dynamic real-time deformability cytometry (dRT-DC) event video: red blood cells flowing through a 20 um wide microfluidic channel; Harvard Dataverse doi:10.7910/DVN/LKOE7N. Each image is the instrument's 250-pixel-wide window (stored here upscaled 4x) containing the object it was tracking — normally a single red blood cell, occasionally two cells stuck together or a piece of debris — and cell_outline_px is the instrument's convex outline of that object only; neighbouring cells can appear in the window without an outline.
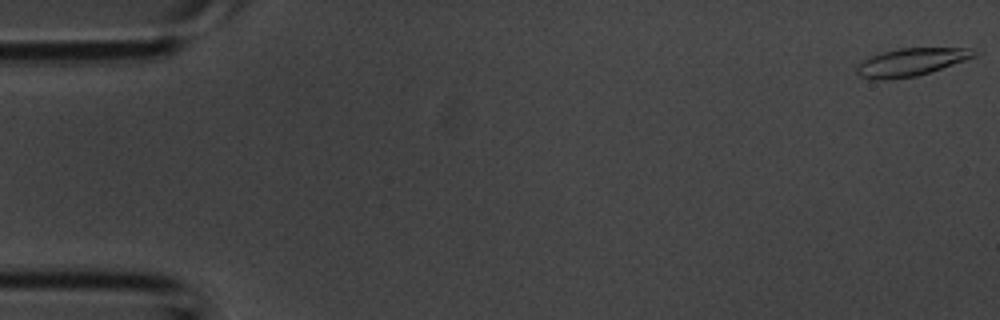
{"species": "common noctule bat (a hibernating species)", "species_latin": "Nyctalus noctula", "temperature_condition": "room temperature", "stored_images_in_passage": 2, "segment_of_instrument_passage": [2, 2], "camera_frame_rate_fps": 3000, "um_per_image_px": 0.085, "animal": {"sex": "male", "body_mass_g": 20.1, "forearm_length_mm": 53.5}, "frame": {"image": 1, "passage_image": 2, "time_ms": 0.333, "image_size_px": [1000, 320], "cell_outline_px": [[980, 52], [976, 56], [916, 76], [888, 80], [880, 80], [860, 76], [856, 72], [856, 68], [864, 60], [880, 52], [900, 48], [976, 48]], "centroid_in_image_um": [77.46, 5.26], "position_along_channel_um": 7.5, "area_um2": 18.79}}